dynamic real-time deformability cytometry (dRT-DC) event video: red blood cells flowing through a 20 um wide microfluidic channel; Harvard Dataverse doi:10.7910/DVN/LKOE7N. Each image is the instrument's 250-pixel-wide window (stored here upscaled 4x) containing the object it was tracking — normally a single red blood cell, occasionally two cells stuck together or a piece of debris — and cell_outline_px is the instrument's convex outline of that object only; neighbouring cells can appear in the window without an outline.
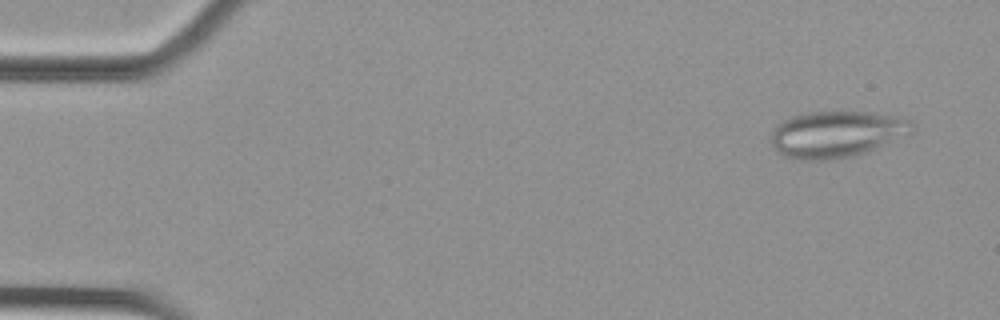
{"species": "Egyptian fruit bat (a non-hibernating species)", "species_latin": "Rousettus aegyptiacus", "temperature_condition": "cold", "stored_images_in_passage": 53, "camera_frame_rate_fps": 3000, "um_per_image_px": 0.085, "animal": {"sex": "female"}, "frame": {"image": 1, "passage_image": 3, "time_ms": 0.667, "image_size_px": [1000, 320], "cell_outline_px": [[916, 132], [856, 156], [832, 160], [800, 160], [784, 156], [768, 140], [776, 124], [792, 116], [804, 112], [872, 112], [896, 116], [912, 120], [916, 124]], "centroid_in_image_um": [71.16, 11.4], "position_along_channel_um": 13.8, "area_um2": 38.84}}
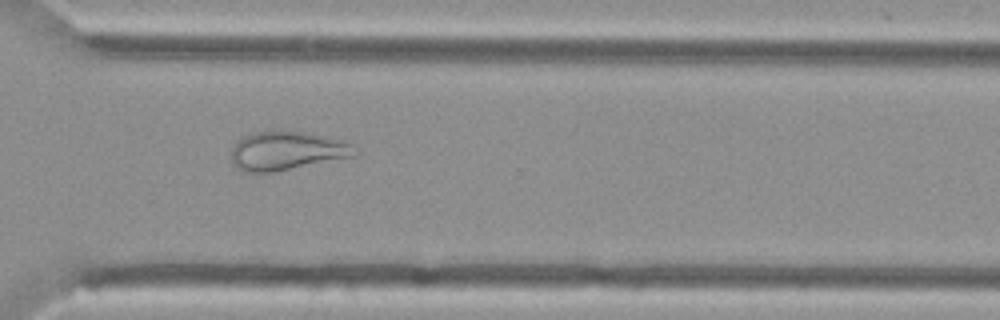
{"frame": {"image": 2, "passage_image": 39, "time_ms": 12.667, "image_size_px": [1000, 320], "cell_outline_px": [[360, 152], [356, 156], [272, 172], [244, 172], [236, 168], [232, 164], [232, 148], [236, 140], [252, 132], [304, 132], [344, 140], [352, 144]], "centroid_in_image_um": [24.4, 12.83], "position_along_channel_um": 346.2, "area_um2": 27.86}}
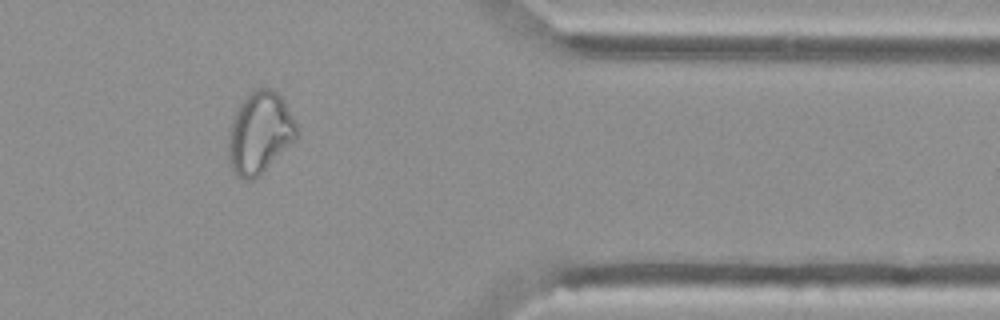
{"frame": {"image": 3, "passage_image": 44, "time_ms": 14.333, "image_size_px": [1000, 320], "cell_outline_px": [[300, 136], [260, 176], [252, 180], [244, 180], [236, 176], [232, 172], [228, 160], [228, 132], [232, 120], [240, 104], [248, 92], [256, 88], [272, 88], [284, 100], [296, 124]], "centroid_in_image_um": [22.08, 11.33], "position_along_channel_um": 389.3, "area_um2": 33.12}}